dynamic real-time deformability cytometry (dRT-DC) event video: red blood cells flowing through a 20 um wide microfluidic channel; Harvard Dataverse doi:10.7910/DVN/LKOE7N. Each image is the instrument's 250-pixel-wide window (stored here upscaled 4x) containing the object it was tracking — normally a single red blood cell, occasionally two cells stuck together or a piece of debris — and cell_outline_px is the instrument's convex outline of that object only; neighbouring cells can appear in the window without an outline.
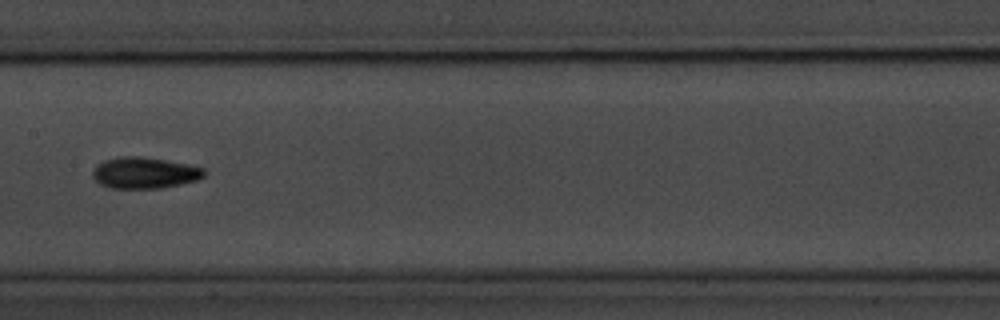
{"species": "common noctule bat (a hibernating species)", "species_latin": "Nyctalus noctula", "temperature_condition": "room temperature", "stored_images_in_passage": 9, "camera_frame_rate_fps": 3000, "um_per_image_px": 0.085, "animal": {"sex": "male", "body_mass_g": 20.1, "forearm_length_mm": 53.5}, "frame": {"image": 1, "passage_image": 6, "time_ms": 5.667, "image_size_px": [1000, 320], "cell_outline_px": [[204, 176], [196, 180], [180, 184], [160, 188], [112, 188], [100, 184], [92, 176], [92, 172], [96, 164], [104, 160], [120, 156], [144, 156], [188, 164], [204, 168]], "centroid_in_image_um": [12.26, 14.68], "position_along_channel_um": 195.1, "area_um2": 20.35}}